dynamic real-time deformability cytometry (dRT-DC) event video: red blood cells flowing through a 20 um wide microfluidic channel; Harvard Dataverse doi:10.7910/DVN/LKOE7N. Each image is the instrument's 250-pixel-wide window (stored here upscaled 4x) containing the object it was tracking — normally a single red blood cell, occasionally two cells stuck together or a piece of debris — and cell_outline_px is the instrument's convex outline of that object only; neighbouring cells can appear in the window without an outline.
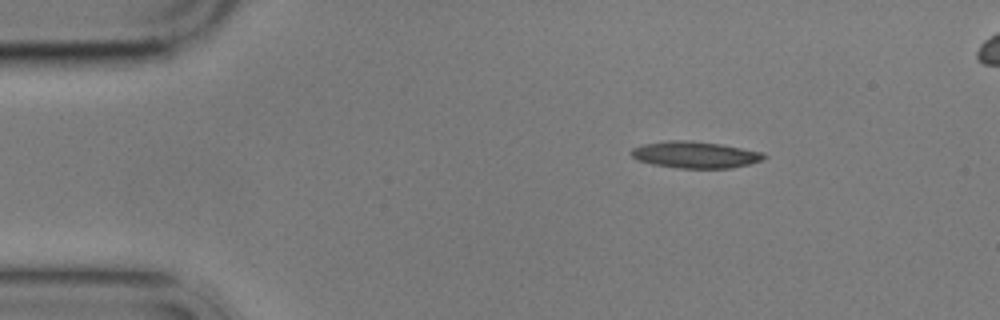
{"species": "common noctule bat (a hibernating species)", "species_latin": "Nyctalus noctula", "temperature_condition": "cold", "stored_images_in_passage": 3, "camera_frame_rate_fps": 3000, "um_per_image_px": 0.085, "animal": {"sex": "male", "body_mass_g": 17.9}, "frame": {"image": 1, "passage_image": 1, "time_ms": 0.0, "image_size_px": [1000, 320], "cell_outline_px": [[768, 156], [760, 160], [748, 164], [732, 168], [676, 168], [652, 164], [636, 160], [632, 156], [632, 148], [644, 144], [668, 140], [692, 140], [720, 144], [764, 152]], "centroid_in_image_um": [59.08, 13.15], "position_along_channel_um": 25.9, "area_um2": 20.63}}